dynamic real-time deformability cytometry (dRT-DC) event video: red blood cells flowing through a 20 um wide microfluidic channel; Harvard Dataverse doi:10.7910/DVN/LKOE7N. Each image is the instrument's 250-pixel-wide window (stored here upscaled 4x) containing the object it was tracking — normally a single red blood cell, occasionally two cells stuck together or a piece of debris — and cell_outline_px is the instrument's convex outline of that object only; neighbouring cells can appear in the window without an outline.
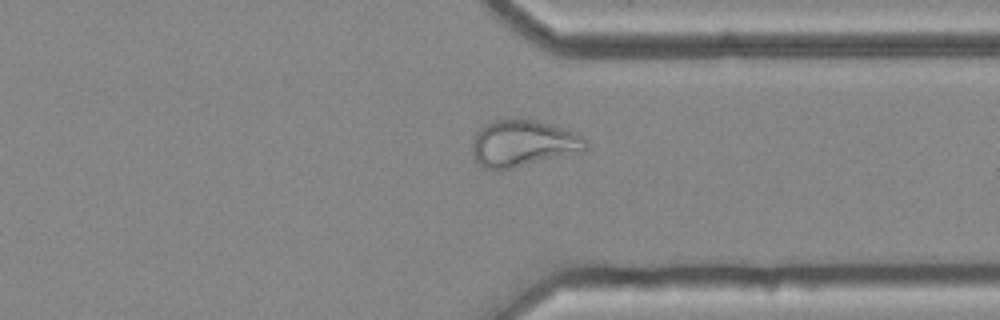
{"species": "common noctule bat (a hibernating species)", "species_latin": "Nyctalus noctula", "temperature_condition": "cold", "stored_images_in_passage": 48, "camera_frame_rate_fps": 3000, "um_per_image_px": 0.085, "animal": {"sex": "female", "body_mass_g": 25.1}, "frame": {"image": 1, "passage_image": 35, "time_ms": 11.333, "image_size_px": [1000, 320], "cell_outline_px": [[588, 140], [584, 148], [500, 172], [484, 168], [472, 156], [472, 140], [476, 132], [488, 124], [496, 120], [536, 120], [576, 132], [584, 136]], "centroid_in_image_um": [44.37, 12.2], "position_along_channel_um": 367.0, "area_um2": 30.06}}